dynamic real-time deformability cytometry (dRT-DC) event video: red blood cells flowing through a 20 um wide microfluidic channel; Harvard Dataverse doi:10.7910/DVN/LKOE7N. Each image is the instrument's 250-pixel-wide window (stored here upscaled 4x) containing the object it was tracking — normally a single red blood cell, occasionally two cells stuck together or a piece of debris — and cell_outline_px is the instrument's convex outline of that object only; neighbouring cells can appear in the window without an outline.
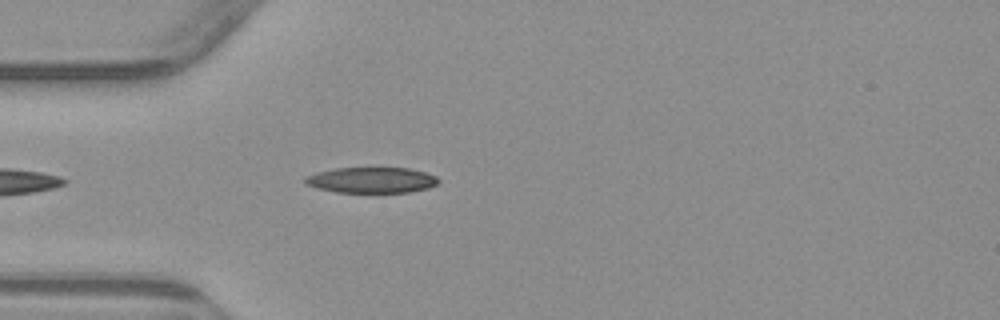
{"species": "common noctule bat (a hibernating species)", "species_latin": "Nyctalus noctula", "temperature_condition": "warm", "stored_images_in_passage": 2, "camera_frame_rate_fps": 3000, "um_per_image_px": 0.085, "animal": {"sex": "male", "body_mass_g": 23.1, "forearm_length_mm": 52.7}, "frame": {"image": 1, "passage_image": 2, "time_ms": 1.0, "image_size_px": [1000, 320], "cell_outline_px": [[440, 180], [436, 184], [428, 188], [408, 192], [336, 192], [316, 188], [304, 184], [304, 176], [316, 172], [336, 168], [408, 168], [424, 172], [436, 176]], "centroid_in_image_um": [31.53, 15.3], "position_along_channel_um": 53.5, "area_um2": 20.0}}